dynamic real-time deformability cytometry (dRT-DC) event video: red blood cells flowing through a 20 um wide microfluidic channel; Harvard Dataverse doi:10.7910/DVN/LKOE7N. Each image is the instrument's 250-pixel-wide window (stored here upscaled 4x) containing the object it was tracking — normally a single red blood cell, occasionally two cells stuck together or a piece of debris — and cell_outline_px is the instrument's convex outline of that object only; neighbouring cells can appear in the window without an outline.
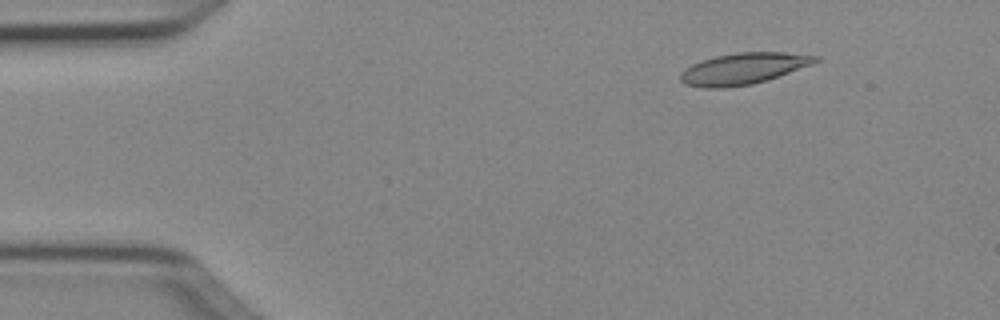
{"species": "Egyptian fruit bat (a non-hibernating species)", "species_latin": "Rousettus aegyptiacus", "temperature_condition": "cold", "stored_images_in_passage": 4, "camera_frame_rate_fps": 3000, "um_per_image_px": 0.085, "animal": {"sex": "female"}, "frame": {"image": 1, "passage_image": 1, "time_ms": 0.0, "image_size_px": [1000, 320], "cell_outline_px": [[820, 60], [812, 64], [752, 84], [724, 88], [704, 88], [684, 84], [680, 80], [680, 72], [692, 64], [716, 56], [736, 52], [784, 52], [820, 56]], "centroid_in_image_um": [63.15, 5.83], "position_along_channel_um": 21.8, "area_um2": 24.39}}
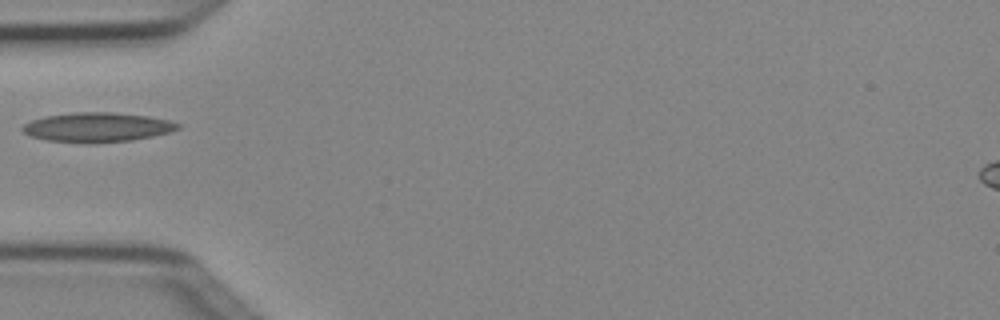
{"frame": {"image": 2, "passage_image": 3, "time_ms": 0.667, "image_size_px": [1000, 320], "cell_outline_px": [[180, 128], [168, 132], [152, 136], [132, 140], [92, 144], [84, 144], [48, 140], [28, 136], [20, 128], [24, 124], [32, 120], [44, 116], [76, 112], [112, 112], [148, 116], [168, 120], [180, 124]], "centroid_in_image_um": [8.22, 10.83], "position_along_channel_um": 76.8, "area_um2": 26.88}}
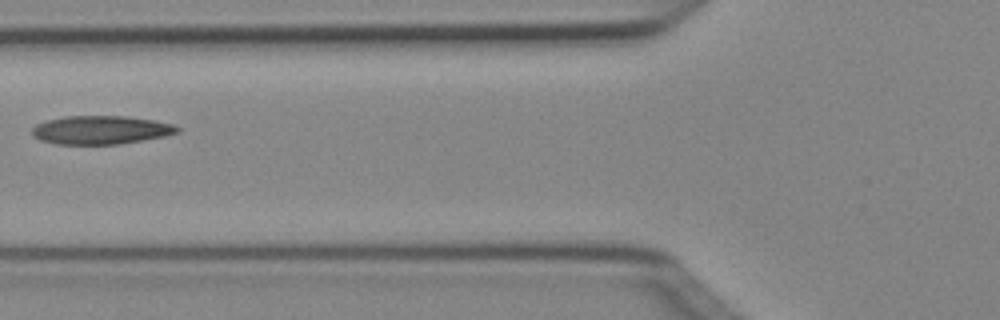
{"frame": {"image": 3, "passage_image": 4, "time_ms": 1.0, "image_size_px": [1000, 320], "cell_outline_px": [[180, 132], [164, 136], [120, 144], [56, 144], [40, 140], [32, 136], [32, 128], [36, 124], [48, 120], [64, 116], [124, 116], [152, 120], [172, 124], [180, 128]], "centroid_in_image_um": [8.54, 11.05], "position_along_channel_um": 117.3, "area_um2": 24.04}}